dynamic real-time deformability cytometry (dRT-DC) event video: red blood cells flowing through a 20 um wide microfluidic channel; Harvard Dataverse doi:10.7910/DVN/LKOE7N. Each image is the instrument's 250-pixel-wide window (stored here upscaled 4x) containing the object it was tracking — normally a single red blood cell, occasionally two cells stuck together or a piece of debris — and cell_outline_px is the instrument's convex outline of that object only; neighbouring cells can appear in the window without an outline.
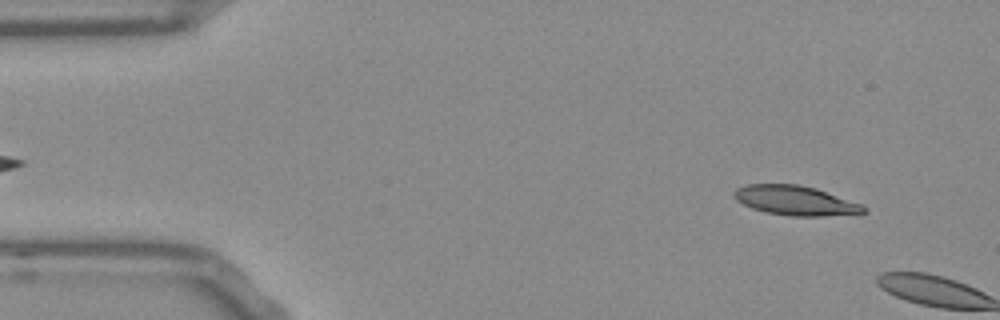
{"species": "Egyptian fruit bat (a non-hibernating species)", "species_latin": "Rousettus aegyptiacus", "temperature_condition": "room temperature", "stored_images_in_passage": 6, "camera_frame_rate_fps": 3000, "um_per_image_px": 0.085, "frame": {"image": 1, "passage_image": 4, "time_ms": 1.0, "image_size_px": [1000, 320], "cell_outline_px": [[868, 212], [824, 216], [788, 216], [768, 212], [752, 208], [736, 200], [732, 196], [732, 192], [736, 188], [748, 184], [796, 184], [816, 188], [860, 204], [868, 208]], "centroid_in_image_um": [67.58, 17.04], "position_along_channel_um": 17.4, "area_um2": 22.2}}